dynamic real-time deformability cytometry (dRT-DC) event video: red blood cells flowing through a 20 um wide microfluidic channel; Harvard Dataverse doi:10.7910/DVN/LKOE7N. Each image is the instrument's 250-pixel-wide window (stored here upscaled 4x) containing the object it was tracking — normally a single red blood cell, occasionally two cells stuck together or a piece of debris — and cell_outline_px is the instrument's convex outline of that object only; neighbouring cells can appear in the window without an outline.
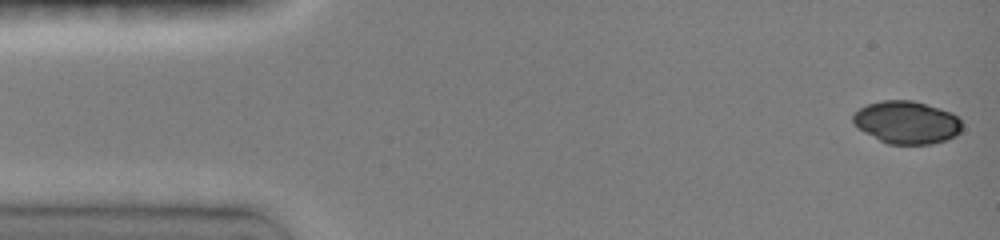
{"species": "common noctule bat (a hibernating species)", "species_latin": "Nyctalus noctula", "temperature_condition": "room temperature", "stored_images_in_passage": 9, "camera_frame_rate_fps": 3000, "um_per_image_px": 0.085, "animal": {"sex": "female", "body_mass_g": 19.0, "forearm_length_mm": 51.5}, "frame": {"image": 1, "passage_image": 1, "time_ms": 0.0, "image_size_px": [1000, 240], "cell_outline_px": [[960, 132], [956, 136], [932, 144], [888, 144], [864, 132], [852, 120], [852, 116], [860, 108], [868, 104], [880, 100], [912, 100], [940, 108], [952, 112], [960, 120]], "centroid_in_image_um": [77.08, 10.39], "position_along_channel_um": 7.9, "area_um2": 26.93}}